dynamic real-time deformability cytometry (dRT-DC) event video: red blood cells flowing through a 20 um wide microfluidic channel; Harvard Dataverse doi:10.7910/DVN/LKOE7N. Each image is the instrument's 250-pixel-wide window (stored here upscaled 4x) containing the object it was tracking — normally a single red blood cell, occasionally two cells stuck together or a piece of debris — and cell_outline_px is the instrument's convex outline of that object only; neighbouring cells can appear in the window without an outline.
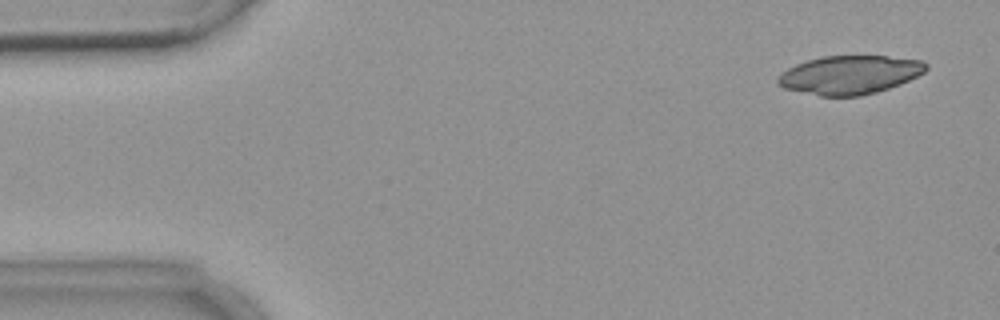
{"species": "common noctule bat (a hibernating species)", "species_latin": "Nyctalus noctula", "temperature_condition": "warm", "stored_images_in_passage": 3, "camera_frame_rate_fps": 3000, "um_per_image_px": 0.085, "animal": {"sex": "female", "body_mass_g": 18.4}, "frame": {"image": 1, "passage_image": 1, "time_ms": 0.0, "image_size_px": [1000, 320], "cell_outline_px": [[928, 68], [924, 72], [900, 84], [876, 92], [860, 96], [820, 96], [784, 88], [776, 84], [776, 80], [780, 72], [796, 64], [808, 60], [824, 56], [888, 56], [924, 60], [928, 64]], "centroid_in_image_um": [72.22, 6.36], "position_along_channel_um": 12.8, "area_um2": 33.41}}